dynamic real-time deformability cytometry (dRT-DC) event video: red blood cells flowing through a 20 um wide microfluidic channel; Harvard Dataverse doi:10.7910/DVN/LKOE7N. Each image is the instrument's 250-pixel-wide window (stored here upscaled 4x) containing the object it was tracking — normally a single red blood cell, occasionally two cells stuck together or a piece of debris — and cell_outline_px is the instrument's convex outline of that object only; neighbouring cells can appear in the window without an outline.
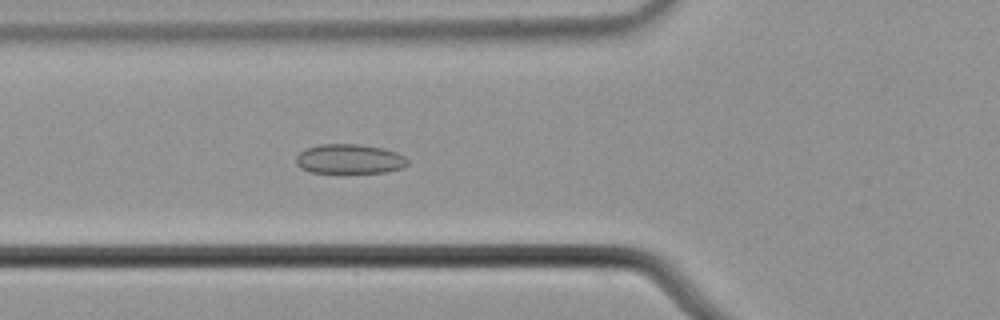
{"species": "common noctule bat (a hibernating species)", "species_latin": "Nyctalus noctula", "temperature_condition": "cold", "stored_images_in_passage": 57, "camera_frame_rate_fps": 3000, "um_per_image_px": 0.085, "animal": {"sex": "male", "body_mass_g": 21.5, "forearm_length_mm": 52.0}, "frame": {"image": 1, "passage_image": 22, "time_ms": 7.0, "image_size_px": [1000, 320], "cell_outline_px": [[408, 164], [404, 168], [384, 172], [312, 172], [300, 168], [296, 164], [296, 156], [300, 152], [308, 148], [320, 144], [360, 144], [384, 148], [396, 152], [404, 156], [408, 160]], "centroid_in_image_um": [29.73, 13.51], "position_along_channel_um": 96.1, "area_um2": 19.19}}
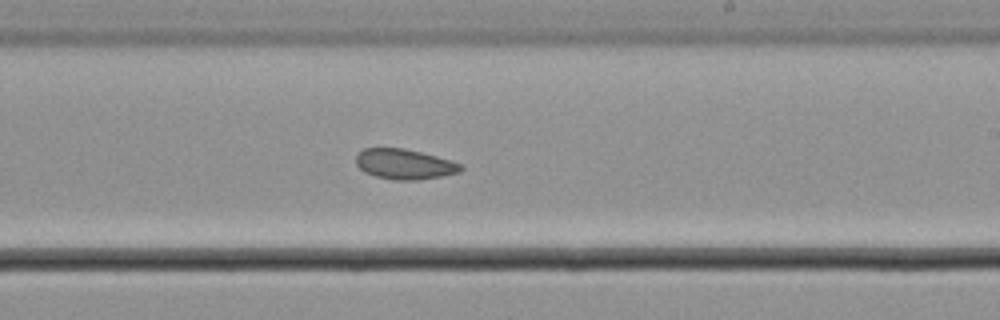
{"frame": {"image": 2, "passage_image": 35, "time_ms": 11.333, "image_size_px": [1000, 320], "cell_outline_px": [[464, 168], [460, 172], [440, 176], [416, 180], [392, 180], [376, 176], [364, 172], [356, 164], [356, 156], [364, 148], [404, 148], [452, 160], [460, 164]], "centroid_in_image_um": [34.38, 13.95], "position_along_channel_um": 254.6, "area_um2": 18.38}}
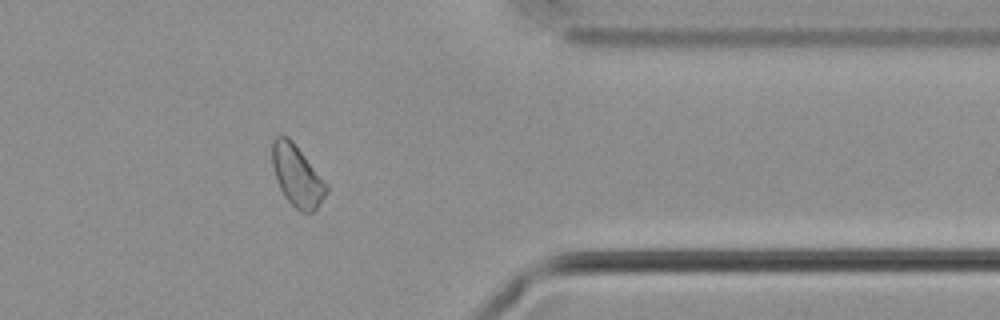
{"frame": {"image": 3, "passage_image": 47, "time_ms": 15.333, "image_size_px": [1000, 320], "cell_outline_px": [[328, 192], [316, 208], [312, 212], [300, 212], [284, 196], [276, 180], [272, 164], [272, 140], [276, 136], [288, 136], [292, 140], [328, 184]], "centroid_in_image_um": [25.25, 14.93], "position_along_channel_um": 386.1, "area_um2": 19.31}}